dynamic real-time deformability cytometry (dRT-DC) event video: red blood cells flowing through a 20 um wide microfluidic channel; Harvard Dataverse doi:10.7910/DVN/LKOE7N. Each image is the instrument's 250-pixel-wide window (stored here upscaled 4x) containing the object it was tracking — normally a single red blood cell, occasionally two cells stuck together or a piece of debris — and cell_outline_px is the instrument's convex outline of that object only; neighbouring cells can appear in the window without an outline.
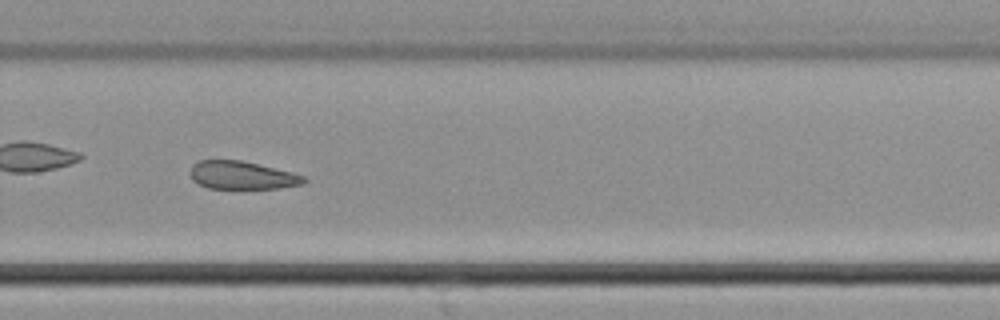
{"species": "common noctule bat (a hibernating species)", "species_latin": "Nyctalus noctula", "temperature_condition": "cold", "stored_images_in_passage": 35, "camera_frame_rate_fps": 3000, "um_per_image_px": 0.085, "animal": {"sex": "male", "body_mass_g": 21.5, "forearm_length_mm": 52.0}, "frame": {"image": 1, "passage_image": 25, "time_ms": 8.0, "image_size_px": [1000, 320], "cell_outline_px": [[308, 180], [304, 184], [280, 188], [244, 192], [240, 192], [208, 188], [192, 180], [188, 172], [192, 164], [196, 160], [240, 160], [292, 172], [304, 176]], "centroid_in_image_um": [20.55, 14.96], "position_along_channel_um": 309.2, "area_um2": 19.77}}